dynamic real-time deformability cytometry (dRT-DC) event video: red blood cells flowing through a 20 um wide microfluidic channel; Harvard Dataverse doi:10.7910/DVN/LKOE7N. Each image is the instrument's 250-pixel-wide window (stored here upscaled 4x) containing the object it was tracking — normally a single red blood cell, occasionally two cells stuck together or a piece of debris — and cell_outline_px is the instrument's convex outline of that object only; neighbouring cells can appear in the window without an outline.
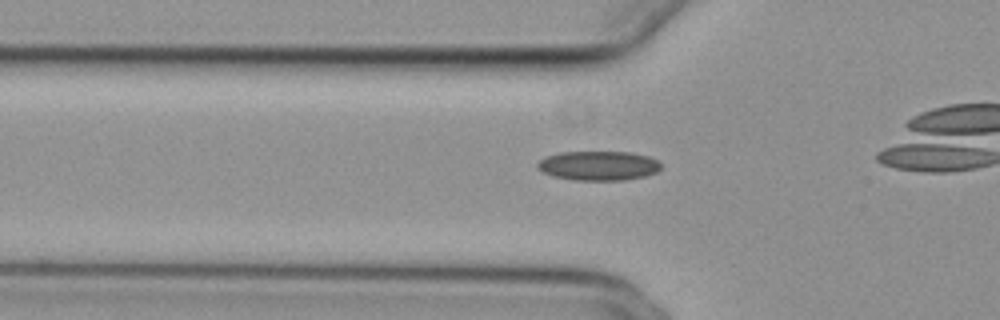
{"species": "common noctule bat (a hibernating species)", "species_latin": "Nyctalus noctula", "temperature_condition": "cold", "stored_images_in_passage": 41, "camera_frame_rate_fps": 3000, "um_per_image_px": 0.085, "animal": {"sex": "female", "body_mass_g": 29.2, "forearm_length_mm": 56.3}, "frame": {"image": 1, "passage_image": 15, "time_ms": 4.667, "image_size_px": [1000, 320], "cell_outline_px": [[660, 168], [656, 172], [644, 176], [624, 180], [572, 180], [552, 176], [536, 168], [536, 164], [544, 156], [560, 152], [632, 152], [648, 156], [656, 160], [660, 164]], "centroid_in_image_um": [50.82, 14.08], "position_along_channel_um": 75.0, "area_um2": 21.21}}
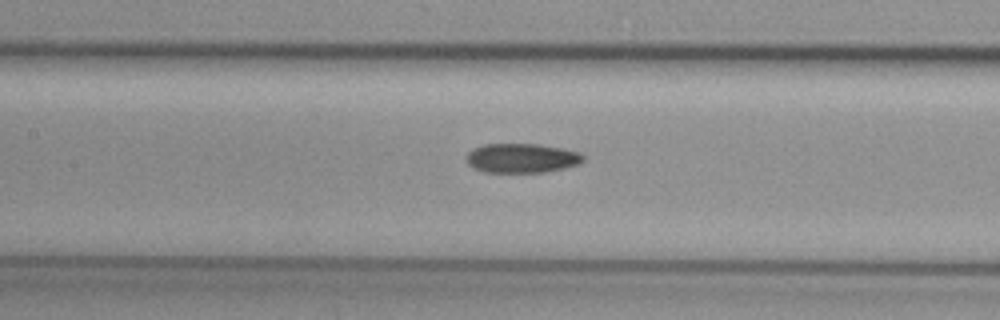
{"frame": {"image": 2, "passage_image": 22, "time_ms": 7.0, "image_size_px": [1000, 320], "cell_outline_px": [[584, 160], [580, 164], [564, 168], [544, 172], [484, 172], [472, 168], [468, 164], [464, 156], [472, 148], [484, 144], [540, 144], [564, 148], [580, 152], [584, 156]], "centroid_in_image_um": [44.33, 13.43], "position_along_channel_um": 163.1, "area_um2": 20.35}}
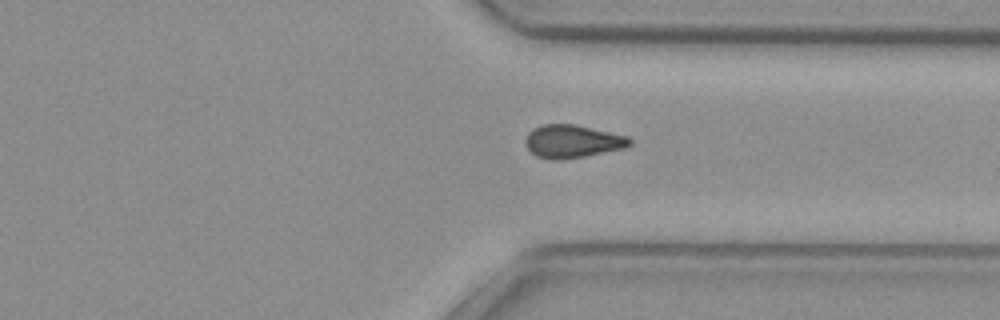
{"frame": {"image": 3, "passage_image": 38, "time_ms": 12.333, "image_size_px": [1000, 320], "cell_outline_px": [[632, 144], [624, 148], [564, 160], [552, 160], [536, 156], [524, 144], [524, 140], [528, 132], [532, 128], [544, 124], [576, 124], [628, 136], [632, 140]], "centroid_in_image_um": [48.63, 12.01], "position_along_channel_um": 362.8, "area_um2": 20.23}}